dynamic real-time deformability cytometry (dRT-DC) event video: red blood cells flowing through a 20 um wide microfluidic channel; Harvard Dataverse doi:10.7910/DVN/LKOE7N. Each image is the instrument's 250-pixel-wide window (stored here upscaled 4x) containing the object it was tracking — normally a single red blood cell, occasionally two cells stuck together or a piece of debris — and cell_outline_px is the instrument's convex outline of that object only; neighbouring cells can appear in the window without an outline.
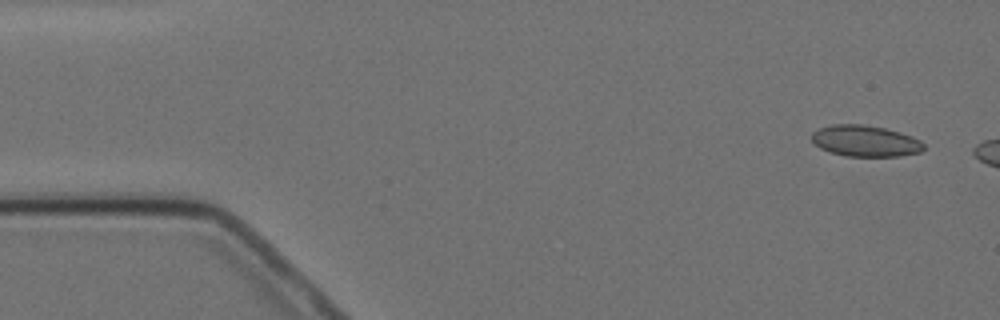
{"species": "Egyptian fruit bat (a non-hibernating species)", "species_latin": "Rousettus aegyptiacus", "temperature_condition": "cold", "stored_images_in_passage": 3, "camera_frame_rate_fps": 3000, "um_per_image_px": 0.085, "animal": {"sex": "female"}, "frame": {"image": 1, "passage_image": 1, "time_ms": 0.0, "image_size_px": [1000, 320], "cell_outline_px": [[924, 148], [920, 152], [900, 156], [844, 156], [828, 152], [820, 148], [812, 140], [812, 132], [820, 128], [832, 124], [864, 124], [884, 128], [900, 132], [912, 136], [920, 140], [924, 144]], "centroid_in_image_um": [73.54, 11.98], "position_along_channel_um": 11.5, "area_um2": 20.46}}